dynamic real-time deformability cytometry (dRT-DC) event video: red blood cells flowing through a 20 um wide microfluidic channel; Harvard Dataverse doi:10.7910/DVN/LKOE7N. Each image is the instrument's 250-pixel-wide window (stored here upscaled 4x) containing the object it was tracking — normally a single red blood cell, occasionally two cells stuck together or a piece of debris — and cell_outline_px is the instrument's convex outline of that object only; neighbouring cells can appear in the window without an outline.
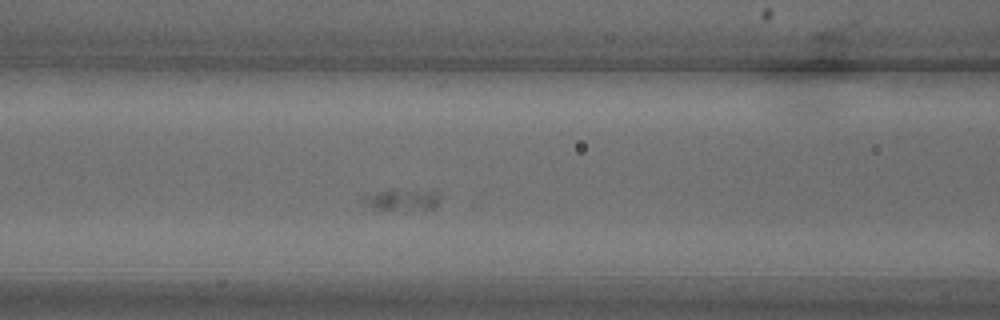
{"species": "common noctule bat (a hibernating species)", "species_latin": "Nyctalus noctula", "temperature_condition": "warm", "stored_images_in_passage": 25, "camera_frame_rate_fps": 3000, "um_per_image_px": 0.085, "animal": {"sex": "male", "body_mass_g": 18.8}, "frame": {"image": 1, "passage_image": 8, "time_ms": 2.333, "image_size_px": [1000, 320], "cell_outline_px": [[440, 204], [436, 208], [428, 212], [372, 208], [360, 200], [364, 196], [388, 188], [392, 188], [440, 192]], "centroid_in_image_um": [34.29, 16.99], "position_along_channel_um": 132.3, "area_um2": 10.4}}